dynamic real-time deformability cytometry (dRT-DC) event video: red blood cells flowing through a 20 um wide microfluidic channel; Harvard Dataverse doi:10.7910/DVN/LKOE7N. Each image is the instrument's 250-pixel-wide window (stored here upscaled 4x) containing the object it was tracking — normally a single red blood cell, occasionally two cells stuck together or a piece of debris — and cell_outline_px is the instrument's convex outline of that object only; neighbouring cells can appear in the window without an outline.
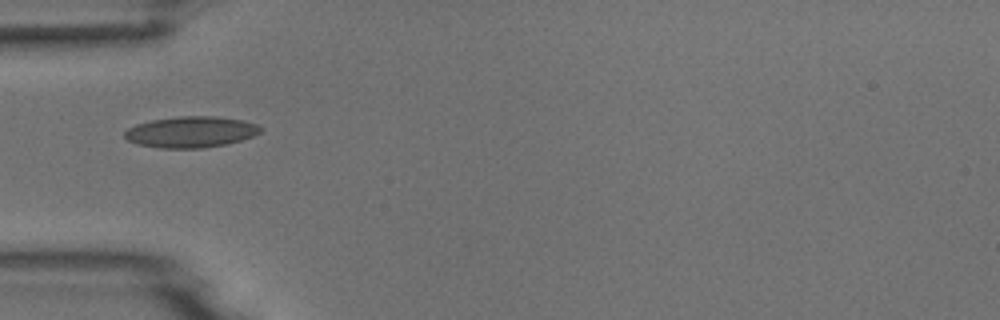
{"species": "common noctule bat (a hibernating species)", "species_latin": "Nyctalus noctula", "temperature_condition": "room temperature", "stored_images_in_passage": 1, "camera_frame_rate_fps": 3000, "um_per_image_px": 0.085, "animal": {"sex": "male", "body_mass_g": 18.8}, "frame": {"image": 1, "passage_image": 1, "time_ms": 0.0, "image_size_px": [1000, 320], "cell_outline_px": [[264, 128], [260, 132], [252, 136], [240, 140], [224, 144], [200, 148], [160, 148], [136, 144], [128, 140], [124, 136], [124, 132], [128, 128], [136, 124], [152, 120], [180, 116], [212, 116], [244, 120], [256, 124]], "centroid_in_image_um": [16.21, 11.21], "position_along_channel_um": 68.8, "area_um2": 24.51}}